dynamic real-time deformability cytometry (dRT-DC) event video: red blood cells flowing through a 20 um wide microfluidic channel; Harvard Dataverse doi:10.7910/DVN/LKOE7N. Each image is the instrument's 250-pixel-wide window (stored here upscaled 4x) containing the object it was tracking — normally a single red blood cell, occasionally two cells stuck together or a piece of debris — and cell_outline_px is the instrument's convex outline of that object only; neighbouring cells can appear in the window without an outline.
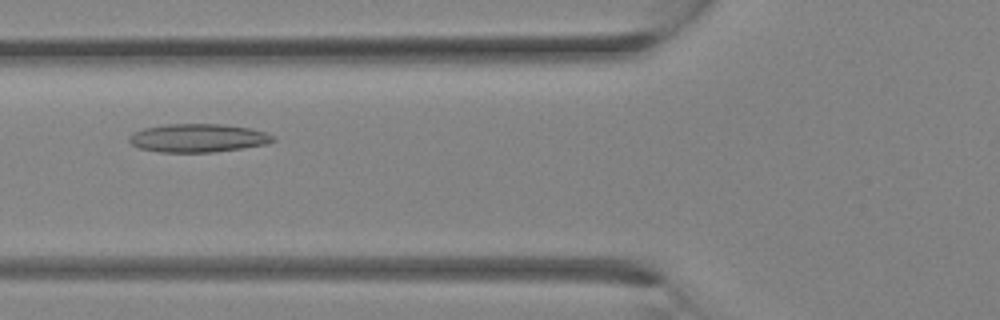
{"species": "Egyptian fruit bat (a non-hibernating species)", "species_latin": "Rousettus aegyptiacus", "temperature_condition": "room temperature", "stored_images_in_passage": 31, "camera_frame_rate_fps": 3000, "um_per_image_px": 0.085, "animal": {"sex": "female"}, "frame": {"image": 1, "passage_image": 11, "time_ms": 3.333, "image_size_px": [1000, 320], "cell_outline_px": [[276, 140], [268, 144], [212, 152], [160, 152], [136, 148], [128, 140], [128, 136], [132, 132], [144, 128], [168, 124], [224, 124], [252, 128], [264, 132], [272, 136]], "centroid_in_image_um": [16.79, 11.73], "position_along_channel_um": 109.0, "area_um2": 23.87}}
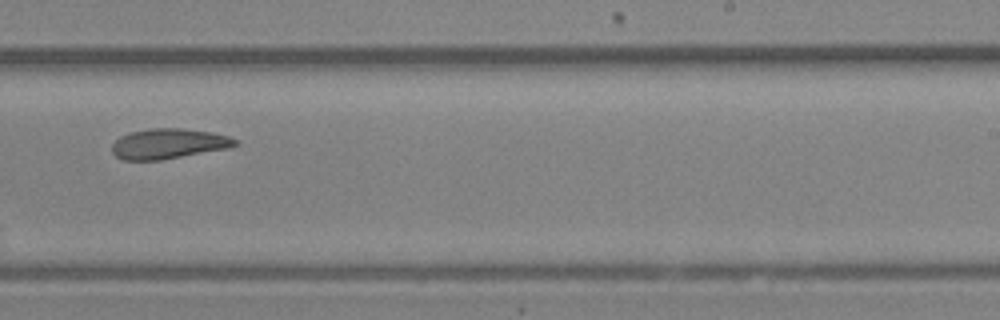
{"frame": {"image": 2, "passage_image": 19, "time_ms": 6.0, "image_size_px": [1000, 320], "cell_outline_px": [[236, 144], [232, 148], [160, 160], [124, 160], [116, 156], [112, 152], [112, 144], [120, 136], [128, 132], [148, 128], [184, 128], [212, 132], [228, 136], [236, 140]], "centroid_in_image_um": [14.32, 12.21], "position_along_channel_um": 274.7, "area_um2": 21.85}}
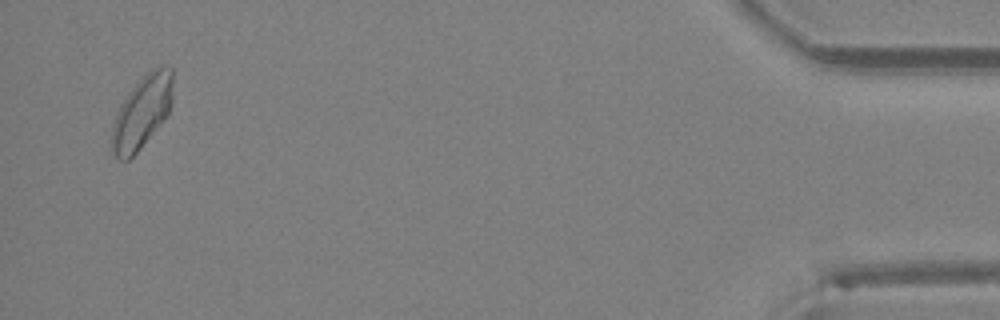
{"frame": {"image": 3, "passage_image": 30, "time_ms": 9.667, "image_size_px": [1000, 320], "cell_outline_px": [[172, 100], [168, 112], [164, 120], [140, 148], [128, 160], [120, 160], [112, 152], [112, 128], [120, 104], [128, 92], [152, 68], [160, 64], [164, 64], [172, 68]], "centroid_in_image_um": [12.08, 9.49], "position_along_channel_um": 423.1, "area_um2": 25.55}}